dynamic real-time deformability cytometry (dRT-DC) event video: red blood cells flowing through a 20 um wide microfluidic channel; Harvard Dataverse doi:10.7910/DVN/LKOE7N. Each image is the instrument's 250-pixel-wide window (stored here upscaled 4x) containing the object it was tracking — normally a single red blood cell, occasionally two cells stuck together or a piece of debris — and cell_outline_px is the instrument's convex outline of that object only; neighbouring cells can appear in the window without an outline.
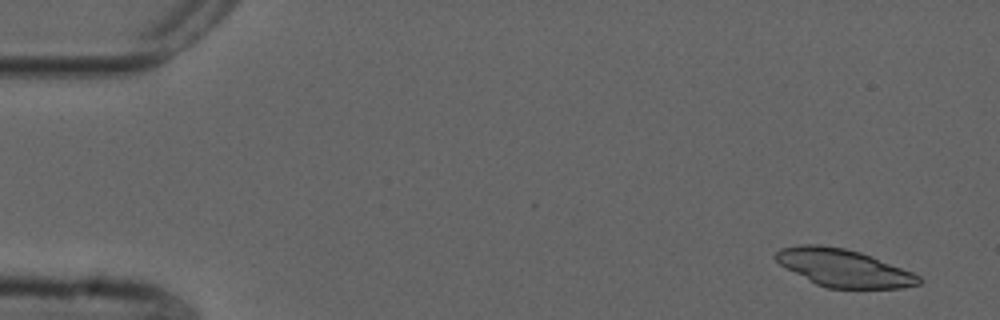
{"species": "common noctule bat (a hibernating species)", "species_latin": "Nyctalus noctula", "temperature_condition": "cold", "stored_images_in_passage": 53, "camera_frame_rate_fps": 3000, "um_per_image_px": 0.085, "animal": {"sex": "male", "forearm_length_mm": 52.5}, "frame": {"image": 1, "passage_image": 3, "time_ms": 0.667, "image_size_px": [1000, 320], "cell_outline_px": [[924, 280], [920, 284], [900, 288], [828, 288], [816, 284], [784, 268], [772, 256], [780, 248], [800, 244], [820, 244], [844, 248], [860, 252], [872, 256], [912, 272], [920, 276]], "centroid_in_image_um": [71.68, 22.77], "position_along_channel_um": 13.3, "area_um2": 31.5}}
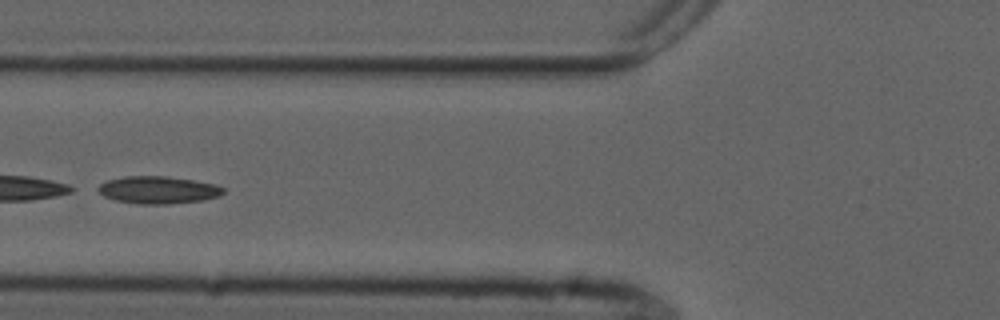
{"frame": {"image": 2, "passage_image": 21, "time_ms": 6.667, "image_size_px": [1000, 320], "cell_outline_px": [[224, 192], [220, 196], [204, 200], [168, 204], [136, 204], [116, 200], [104, 196], [92, 188], [108, 180], [124, 176], [168, 176], [192, 180], [212, 184], [224, 188]], "centroid_in_image_um": [13.38, 16.15], "position_along_channel_um": 112.4, "area_um2": 20.11}}
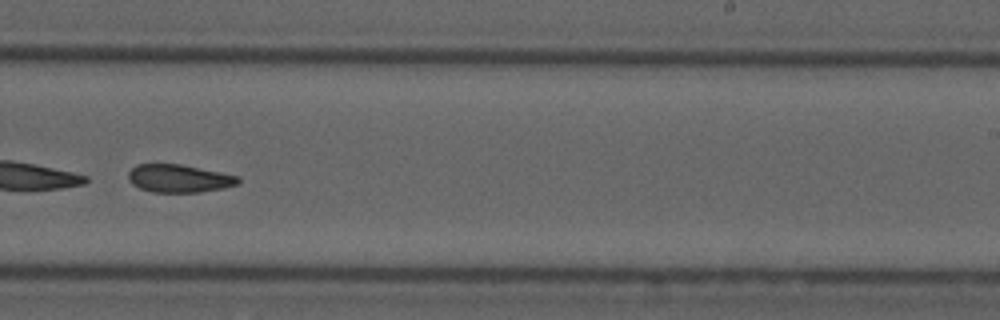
{"frame": {"image": 3, "passage_image": 34, "time_ms": 11.0, "image_size_px": [1000, 320], "cell_outline_px": [[240, 184], [224, 188], [200, 192], [152, 192], [140, 188], [132, 184], [128, 180], [128, 172], [136, 164], [180, 164], [240, 176]], "centroid_in_image_um": [15.23, 15.17], "position_along_channel_um": 273.8, "area_um2": 17.98}}